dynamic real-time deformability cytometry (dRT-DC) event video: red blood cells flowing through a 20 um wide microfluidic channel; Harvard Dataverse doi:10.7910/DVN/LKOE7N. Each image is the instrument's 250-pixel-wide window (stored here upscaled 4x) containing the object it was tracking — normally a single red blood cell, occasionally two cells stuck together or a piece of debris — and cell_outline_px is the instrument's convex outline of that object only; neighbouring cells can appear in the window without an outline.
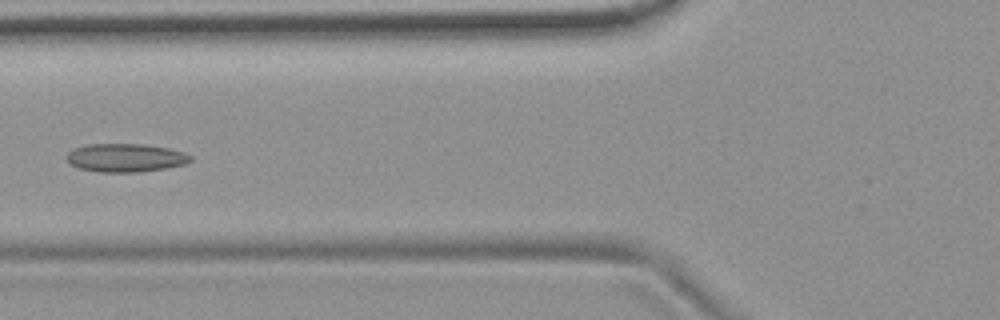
{"species": "common noctule bat (a hibernating species)", "species_latin": "Nyctalus noctula", "temperature_condition": "room temperature", "stored_images_in_passage": 8, "camera_frame_rate_fps": 3000, "um_per_image_px": 0.085, "animal": {"sex": "female", "body_mass_g": 19.9}, "frame": {"image": 1, "passage_image": 5, "time_ms": 1.333, "image_size_px": [1000, 320], "cell_outline_px": [[192, 160], [184, 164], [164, 168], [140, 172], [100, 172], [80, 168], [68, 164], [68, 152], [72, 148], [88, 144], [144, 144], [168, 148], [184, 152], [192, 156]], "centroid_in_image_um": [10.66, 13.4], "position_along_channel_um": 115.1, "area_um2": 20.46}}
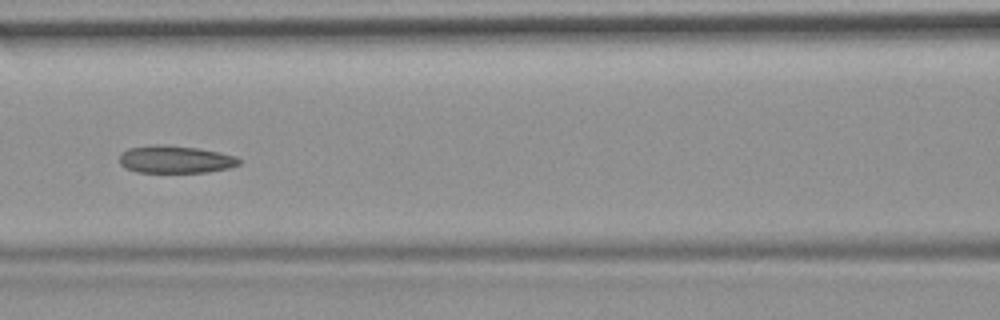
{"frame": {"image": 2, "passage_image": 6, "time_ms": 1.667, "image_size_px": [1000, 320], "cell_outline_px": [[240, 164], [228, 168], [208, 172], [136, 172], [124, 168], [120, 164], [120, 152], [128, 148], [160, 144], [164, 144], [196, 148], [220, 152], [236, 156], [240, 160]], "centroid_in_image_um": [14.88, 13.55], "position_along_channel_um": 151.7, "area_um2": 19.25}}